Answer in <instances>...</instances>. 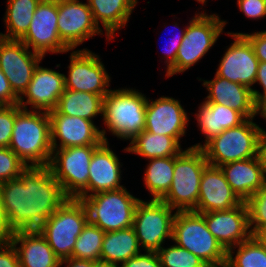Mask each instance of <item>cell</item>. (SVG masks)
Instances as JSON below:
<instances>
[{
  "label": "cell",
  "mask_w": 266,
  "mask_h": 267,
  "mask_svg": "<svg viewBox=\"0 0 266 267\" xmlns=\"http://www.w3.org/2000/svg\"><path fill=\"white\" fill-rule=\"evenodd\" d=\"M48 166H27L0 183V201L12 231L37 230L67 200Z\"/></svg>",
  "instance_id": "1"
},
{
  "label": "cell",
  "mask_w": 266,
  "mask_h": 267,
  "mask_svg": "<svg viewBox=\"0 0 266 267\" xmlns=\"http://www.w3.org/2000/svg\"><path fill=\"white\" fill-rule=\"evenodd\" d=\"M148 97L136 88H115L104 96L101 129L104 142H109L107 131L121 141H132L145 130Z\"/></svg>",
  "instance_id": "2"
},
{
  "label": "cell",
  "mask_w": 266,
  "mask_h": 267,
  "mask_svg": "<svg viewBox=\"0 0 266 267\" xmlns=\"http://www.w3.org/2000/svg\"><path fill=\"white\" fill-rule=\"evenodd\" d=\"M9 148L27 166H48L53 151L48 112L25 110L16 104Z\"/></svg>",
  "instance_id": "3"
},
{
  "label": "cell",
  "mask_w": 266,
  "mask_h": 267,
  "mask_svg": "<svg viewBox=\"0 0 266 267\" xmlns=\"http://www.w3.org/2000/svg\"><path fill=\"white\" fill-rule=\"evenodd\" d=\"M195 11L189 19L185 35L177 51L175 64L165 73V78L182 74L195 66L214 47L226 25L229 23L221 19L218 13H199Z\"/></svg>",
  "instance_id": "4"
},
{
  "label": "cell",
  "mask_w": 266,
  "mask_h": 267,
  "mask_svg": "<svg viewBox=\"0 0 266 267\" xmlns=\"http://www.w3.org/2000/svg\"><path fill=\"white\" fill-rule=\"evenodd\" d=\"M171 242L192 252L209 267L226 266L227 251L209 231L200 213L177 211L173 221Z\"/></svg>",
  "instance_id": "5"
},
{
  "label": "cell",
  "mask_w": 266,
  "mask_h": 267,
  "mask_svg": "<svg viewBox=\"0 0 266 267\" xmlns=\"http://www.w3.org/2000/svg\"><path fill=\"white\" fill-rule=\"evenodd\" d=\"M209 163L201 148H185L174 156L173 180L160 199L176 211H193L198 203L203 170Z\"/></svg>",
  "instance_id": "6"
},
{
  "label": "cell",
  "mask_w": 266,
  "mask_h": 267,
  "mask_svg": "<svg viewBox=\"0 0 266 267\" xmlns=\"http://www.w3.org/2000/svg\"><path fill=\"white\" fill-rule=\"evenodd\" d=\"M247 118L238 126L224 130L209 140L201 149L209 165L223 164L253 158L260 155L262 126Z\"/></svg>",
  "instance_id": "7"
},
{
  "label": "cell",
  "mask_w": 266,
  "mask_h": 267,
  "mask_svg": "<svg viewBox=\"0 0 266 267\" xmlns=\"http://www.w3.org/2000/svg\"><path fill=\"white\" fill-rule=\"evenodd\" d=\"M89 222L82 200H67L37 230L46 239L54 254L60 259L72 257L78 236Z\"/></svg>",
  "instance_id": "8"
},
{
  "label": "cell",
  "mask_w": 266,
  "mask_h": 267,
  "mask_svg": "<svg viewBox=\"0 0 266 267\" xmlns=\"http://www.w3.org/2000/svg\"><path fill=\"white\" fill-rule=\"evenodd\" d=\"M79 199L86 207L89 222L104 232H111L133 226L135 209L141 198L125 186Z\"/></svg>",
  "instance_id": "9"
},
{
  "label": "cell",
  "mask_w": 266,
  "mask_h": 267,
  "mask_svg": "<svg viewBox=\"0 0 266 267\" xmlns=\"http://www.w3.org/2000/svg\"><path fill=\"white\" fill-rule=\"evenodd\" d=\"M99 145L53 149L49 169L68 198L88 196L89 166Z\"/></svg>",
  "instance_id": "10"
},
{
  "label": "cell",
  "mask_w": 266,
  "mask_h": 267,
  "mask_svg": "<svg viewBox=\"0 0 266 267\" xmlns=\"http://www.w3.org/2000/svg\"><path fill=\"white\" fill-rule=\"evenodd\" d=\"M176 210L162 200L140 199L133 220V229L142 251L157 252L165 242L172 241Z\"/></svg>",
  "instance_id": "11"
},
{
  "label": "cell",
  "mask_w": 266,
  "mask_h": 267,
  "mask_svg": "<svg viewBox=\"0 0 266 267\" xmlns=\"http://www.w3.org/2000/svg\"><path fill=\"white\" fill-rule=\"evenodd\" d=\"M67 74L64 73L65 89L98 94L104 97L111 86L112 76L101 61L100 55L83 48L70 50Z\"/></svg>",
  "instance_id": "12"
},
{
  "label": "cell",
  "mask_w": 266,
  "mask_h": 267,
  "mask_svg": "<svg viewBox=\"0 0 266 267\" xmlns=\"http://www.w3.org/2000/svg\"><path fill=\"white\" fill-rule=\"evenodd\" d=\"M58 0H41L38 4L30 27L20 39L31 51L44 58L50 54H64L71 50L59 37Z\"/></svg>",
  "instance_id": "13"
},
{
  "label": "cell",
  "mask_w": 266,
  "mask_h": 267,
  "mask_svg": "<svg viewBox=\"0 0 266 267\" xmlns=\"http://www.w3.org/2000/svg\"><path fill=\"white\" fill-rule=\"evenodd\" d=\"M57 27L59 37L71 50L96 35H105L95 23L87 0H58Z\"/></svg>",
  "instance_id": "14"
},
{
  "label": "cell",
  "mask_w": 266,
  "mask_h": 267,
  "mask_svg": "<svg viewBox=\"0 0 266 267\" xmlns=\"http://www.w3.org/2000/svg\"><path fill=\"white\" fill-rule=\"evenodd\" d=\"M43 59L42 55L31 51L20 40L0 37V69L18 98L26 91L35 68Z\"/></svg>",
  "instance_id": "15"
},
{
  "label": "cell",
  "mask_w": 266,
  "mask_h": 267,
  "mask_svg": "<svg viewBox=\"0 0 266 267\" xmlns=\"http://www.w3.org/2000/svg\"><path fill=\"white\" fill-rule=\"evenodd\" d=\"M226 34L233 41L226 46L215 75L255 89L259 60L255 55L253 46L243 34Z\"/></svg>",
  "instance_id": "16"
},
{
  "label": "cell",
  "mask_w": 266,
  "mask_h": 267,
  "mask_svg": "<svg viewBox=\"0 0 266 267\" xmlns=\"http://www.w3.org/2000/svg\"><path fill=\"white\" fill-rule=\"evenodd\" d=\"M189 119L180 99L170 96L148 98L145 114V130L174 137L180 144L182 137H186Z\"/></svg>",
  "instance_id": "17"
},
{
  "label": "cell",
  "mask_w": 266,
  "mask_h": 267,
  "mask_svg": "<svg viewBox=\"0 0 266 267\" xmlns=\"http://www.w3.org/2000/svg\"><path fill=\"white\" fill-rule=\"evenodd\" d=\"M40 64L42 62L35 68L32 80L19 98L18 105L25 110L50 112L57 107L65 91L64 73Z\"/></svg>",
  "instance_id": "18"
},
{
  "label": "cell",
  "mask_w": 266,
  "mask_h": 267,
  "mask_svg": "<svg viewBox=\"0 0 266 267\" xmlns=\"http://www.w3.org/2000/svg\"><path fill=\"white\" fill-rule=\"evenodd\" d=\"M200 214L204 217L209 231L226 251L252 237L249 212L244 201L229 210Z\"/></svg>",
  "instance_id": "19"
},
{
  "label": "cell",
  "mask_w": 266,
  "mask_h": 267,
  "mask_svg": "<svg viewBox=\"0 0 266 267\" xmlns=\"http://www.w3.org/2000/svg\"><path fill=\"white\" fill-rule=\"evenodd\" d=\"M52 149L100 145L101 127L90 120L63 114H49Z\"/></svg>",
  "instance_id": "20"
},
{
  "label": "cell",
  "mask_w": 266,
  "mask_h": 267,
  "mask_svg": "<svg viewBox=\"0 0 266 267\" xmlns=\"http://www.w3.org/2000/svg\"><path fill=\"white\" fill-rule=\"evenodd\" d=\"M243 201L233 191L220 167L207 165L201 177L197 213L229 210Z\"/></svg>",
  "instance_id": "21"
},
{
  "label": "cell",
  "mask_w": 266,
  "mask_h": 267,
  "mask_svg": "<svg viewBox=\"0 0 266 267\" xmlns=\"http://www.w3.org/2000/svg\"><path fill=\"white\" fill-rule=\"evenodd\" d=\"M110 147V142L103 141L94 150L89 166L88 196L125 187L121 184L123 162Z\"/></svg>",
  "instance_id": "22"
},
{
  "label": "cell",
  "mask_w": 266,
  "mask_h": 267,
  "mask_svg": "<svg viewBox=\"0 0 266 267\" xmlns=\"http://www.w3.org/2000/svg\"><path fill=\"white\" fill-rule=\"evenodd\" d=\"M202 86L207 91L204 102L217 103L240 112L246 119L257 116V104L254 101L252 90L240 83H234L225 78L214 75L212 80H204Z\"/></svg>",
  "instance_id": "23"
},
{
  "label": "cell",
  "mask_w": 266,
  "mask_h": 267,
  "mask_svg": "<svg viewBox=\"0 0 266 267\" xmlns=\"http://www.w3.org/2000/svg\"><path fill=\"white\" fill-rule=\"evenodd\" d=\"M219 167L233 191L244 202L266 183V169L261 155Z\"/></svg>",
  "instance_id": "24"
},
{
  "label": "cell",
  "mask_w": 266,
  "mask_h": 267,
  "mask_svg": "<svg viewBox=\"0 0 266 267\" xmlns=\"http://www.w3.org/2000/svg\"><path fill=\"white\" fill-rule=\"evenodd\" d=\"M10 242L17 251L20 267H59L61 260L38 230L14 231Z\"/></svg>",
  "instance_id": "25"
},
{
  "label": "cell",
  "mask_w": 266,
  "mask_h": 267,
  "mask_svg": "<svg viewBox=\"0 0 266 267\" xmlns=\"http://www.w3.org/2000/svg\"><path fill=\"white\" fill-rule=\"evenodd\" d=\"M198 109L191 112L197 121V128L204 135V141L195 143L191 147L202 148L209 140L219 135L224 130L243 123L246 118L238 111L217 103L202 101Z\"/></svg>",
  "instance_id": "26"
},
{
  "label": "cell",
  "mask_w": 266,
  "mask_h": 267,
  "mask_svg": "<svg viewBox=\"0 0 266 267\" xmlns=\"http://www.w3.org/2000/svg\"><path fill=\"white\" fill-rule=\"evenodd\" d=\"M139 0H87L97 26L105 34L107 42L114 41L115 34L125 26L131 18ZM102 26V27H101ZM118 31V32H117ZM113 39V40H112Z\"/></svg>",
  "instance_id": "27"
},
{
  "label": "cell",
  "mask_w": 266,
  "mask_h": 267,
  "mask_svg": "<svg viewBox=\"0 0 266 267\" xmlns=\"http://www.w3.org/2000/svg\"><path fill=\"white\" fill-rule=\"evenodd\" d=\"M122 150L145 158V160L178 156L184 149L174 137L150 133L146 130L138 134Z\"/></svg>",
  "instance_id": "28"
},
{
  "label": "cell",
  "mask_w": 266,
  "mask_h": 267,
  "mask_svg": "<svg viewBox=\"0 0 266 267\" xmlns=\"http://www.w3.org/2000/svg\"><path fill=\"white\" fill-rule=\"evenodd\" d=\"M103 104L101 95L65 89L57 107L48 114L81 117L95 122V118L103 116Z\"/></svg>",
  "instance_id": "29"
},
{
  "label": "cell",
  "mask_w": 266,
  "mask_h": 267,
  "mask_svg": "<svg viewBox=\"0 0 266 267\" xmlns=\"http://www.w3.org/2000/svg\"><path fill=\"white\" fill-rule=\"evenodd\" d=\"M142 252L133 227L105 232L100 260L121 265Z\"/></svg>",
  "instance_id": "30"
},
{
  "label": "cell",
  "mask_w": 266,
  "mask_h": 267,
  "mask_svg": "<svg viewBox=\"0 0 266 267\" xmlns=\"http://www.w3.org/2000/svg\"><path fill=\"white\" fill-rule=\"evenodd\" d=\"M41 0H6L3 17L5 32H0L4 39L20 40L28 31L34 12Z\"/></svg>",
  "instance_id": "31"
},
{
  "label": "cell",
  "mask_w": 266,
  "mask_h": 267,
  "mask_svg": "<svg viewBox=\"0 0 266 267\" xmlns=\"http://www.w3.org/2000/svg\"><path fill=\"white\" fill-rule=\"evenodd\" d=\"M143 181L150 199L160 200L169 190L173 180L174 156L147 160Z\"/></svg>",
  "instance_id": "32"
},
{
  "label": "cell",
  "mask_w": 266,
  "mask_h": 267,
  "mask_svg": "<svg viewBox=\"0 0 266 267\" xmlns=\"http://www.w3.org/2000/svg\"><path fill=\"white\" fill-rule=\"evenodd\" d=\"M227 267H266V248L253 236L227 251Z\"/></svg>",
  "instance_id": "33"
},
{
  "label": "cell",
  "mask_w": 266,
  "mask_h": 267,
  "mask_svg": "<svg viewBox=\"0 0 266 267\" xmlns=\"http://www.w3.org/2000/svg\"><path fill=\"white\" fill-rule=\"evenodd\" d=\"M104 235L105 232L102 229L88 222L76 240L72 257L92 261L100 260Z\"/></svg>",
  "instance_id": "34"
},
{
  "label": "cell",
  "mask_w": 266,
  "mask_h": 267,
  "mask_svg": "<svg viewBox=\"0 0 266 267\" xmlns=\"http://www.w3.org/2000/svg\"><path fill=\"white\" fill-rule=\"evenodd\" d=\"M170 244L166 247L163 245L157 251L162 267H209L192 252H189L175 243Z\"/></svg>",
  "instance_id": "35"
},
{
  "label": "cell",
  "mask_w": 266,
  "mask_h": 267,
  "mask_svg": "<svg viewBox=\"0 0 266 267\" xmlns=\"http://www.w3.org/2000/svg\"><path fill=\"white\" fill-rule=\"evenodd\" d=\"M249 225L252 236L266 226V183L247 201Z\"/></svg>",
  "instance_id": "36"
},
{
  "label": "cell",
  "mask_w": 266,
  "mask_h": 267,
  "mask_svg": "<svg viewBox=\"0 0 266 267\" xmlns=\"http://www.w3.org/2000/svg\"><path fill=\"white\" fill-rule=\"evenodd\" d=\"M26 167L9 147H0V183L18 178Z\"/></svg>",
  "instance_id": "37"
},
{
  "label": "cell",
  "mask_w": 266,
  "mask_h": 267,
  "mask_svg": "<svg viewBox=\"0 0 266 267\" xmlns=\"http://www.w3.org/2000/svg\"><path fill=\"white\" fill-rule=\"evenodd\" d=\"M16 118V105H0V147H9Z\"/></svg>",
  "instance_id": "38"
},
{
  "label": "cell",
  "mask_w": 266,
  "mask_h": 267,
  "mask_svg": "<svg viewBox=\"0 0 266 267\" xmlns=\"http://www.w3.org/2000/svg\"><path fill=\"white\" fill-rule=\"evenodd\" d=\"M173 26H174V29L177 28L176 30L179 32H177L178 34H174L171 36L170 38V41H168V44L166 42L164 48H162L163 52L161 54V56H159L160 58H162L164 61L163 64H165V73L175 64V61H176V57H177V51L181 45V42L183 40V37L185 35V31H186V27H187V24L184 25V29L181 27L179 29V22H173ZM174 32V31H173ZM166 34V33H165ZM168 38V37H167Z\"/></svg>",
  "instance_id": "39"
},
{
  "label": "cell",
  "mask_w": 266,
  "mask_h": 267,
  "mask_svg": "<svg viewBox=\"0 0 266 267\" xmlns=\"http://www.w3.org/2000/svg\"><path fill=\"white\" fill-rule=\"evenodd\" d=\"M239 12H242L247 19H266V0H237Z\"/></svg>",
  "instance_id": "40"
},
{
  "label": "cell",
  "mask_w": 266,
  "mask_h": 267,
  "mask_svg": "<svg viewBox=\"0 0 266 267\" xmlns=\"http://www.w3.org/2000/svg\"><path fill=\"white\" fill-rule=\"evenodd\" d=\"M231 34H243L253 46L256 57L260 62H266V30H255L254 32H227Z\"/></svg>",
  "instance_id": "41"
},
{
  "label": "cell",
  "mask_w": 266,
  "mask_h": 267,
  "mask_svg": "<svg viewBox=\"0 0 266 267\" xmlns=\"http://www.w3.org/2000/svg\"><path fill=\"white\" fill-rule=\"evenodd\" d=\"M119 267H162L157 252L142 251L129 258Z\"/></svg>",
  "instance_id": "42"
},
{
  "label": "cell",
  "mask_w": 266,
  "mask_h": 267,
  "mask_svg": "<svg viewBox=\"0 0 266 267\" xmlns=\"http://www.w3.org/2000/svg\"><path fill=\"white\" fill-rule=\"evenodd\" d=\"M0 267H20L17 251L10 241L0 245Z\"/></svg>",
  "instance_id": "43"
},
{
  "label": "cell",
  "mask_w": 266,
  "mask_h": 267,
  "mask_svg": "<svg viewBox=\"0 0 266 267\" xmlns=\"http://www.w3.org/2000/svg\"><path fill=\"white\" fill-rule=\"evenodd\" d=\"M19 98L12 91L8 78L0 69V105H16Z\"/></svg>",
  "instance_id": "44"
},
{
  "label": "cell",
  "mask_w": 266,
  "mask_h": 267,
  "mask_svg": "<svg viewBox=\"0 0 266 267\" xmlns=\"http://www.w3.org/2000/svg\"><path fill=\"white\" fill-rule=\"evenodd\" d=\"M258 84L261 87V91L258 89H251L255 103L258 105L264 98H266V62H260L255 79V85Z\"/></svg>",
  "instance_id": "45"
},
{
  "label": "cell",
  "mask_w": 266,
  "mask_h": 267,
  "mask_svg": "<svg viewBox=\"0 0 266 267\" xmlns=\"http://www.w3.org/2000/svg\"><path fill=\"white\" fill-rule=\"evenodd\" d=\"M13 235L0 201V245L8 243Z\"/></svg>",
  "instance_id": "46"
},
{
  "label": "cell",
  "mask_w": 266,
  "mask_h": 267,
  "mask_svg": "<svg viewBox=\"0 0 266 267\" xmlns=\"http://www.w3.org/2000/svg\"><path fill=\"white\" fill-rule=\"evenodd\" d=\"M93 267L92 260L68 258L60 261L59 267Z\"/></svg>",
  "instance_id": "47"
},
{
  "label": "cell",
  "mask_w": 266,
  "mask_h": 267,
  "mask_svg": "<svg viewBox=\"0 0 266 267\" xmlns=\"http://www.w3.org/2000/svg\"><path fill=\"white\" fill-rule=\"evenodd\" d=\"M260 155L265 165L266 169V130L262 128L261 136H260Z\"/></svg>",
  "instance_id": "48"
},
{
  "label": "cell",
  "mask_w": 266,
  "mask_h": 267,
  "mask_svg": "<svg viewBox=\"0 0 266 267\" xmlns=\"http://www.w3.org/2000/svg\"><path fill=\"white\" fill-rule=\"evenodd\" d=\"M253 237L264 247L266 248V226L261 227Z\"/></svg>",
  "instance_id": "49"
},
{
  "label": "cell",
  "mask_w": 266,
  "mask_h": 267,
  "mask_svg": "<svg viewBox=\"0 0 266 267\" xmlns=\"http://www.w3.org/2000/svg\"><path fill=\"white\" fill-rule=\"evenodd\" d=\"M257 116H260L266 122V98L257 105Z\"/></svg>",
  "instance_id": "50"
},
{
  "label": "cell",
  "mask_w": 266,
  "mask_h": 267,
  "mask_svg": "<svg viewBox=\"0 0 266 267\" xmlns=\"http://www.w3.org/2000/svg\"><path fill=\"white\" fill-rule=\"evenodd\" d=\"M93 267H119V265L98 260V261H93Z\"/></svg>",
  "instance_id": "51"
},
{
  "label": "cell",
  "mask_w": 266,
  "mask_h": 267,
  "mask_svg": "<svg viewBox=\"0 0 266 267\" xmlns=\"http://www.w3.org/2000/svg\"><path fill=\"white\" fill-rule=\"evenodd\" d=\"M194 1H197V3L202 4L200 6L202 8V11H200L199 13H202V14L206 13V10L203 7H204V5L207 6L206 4H207L208 0H194Z\"/></svg>",
  "instance_id": "52"
}]
</instances>
